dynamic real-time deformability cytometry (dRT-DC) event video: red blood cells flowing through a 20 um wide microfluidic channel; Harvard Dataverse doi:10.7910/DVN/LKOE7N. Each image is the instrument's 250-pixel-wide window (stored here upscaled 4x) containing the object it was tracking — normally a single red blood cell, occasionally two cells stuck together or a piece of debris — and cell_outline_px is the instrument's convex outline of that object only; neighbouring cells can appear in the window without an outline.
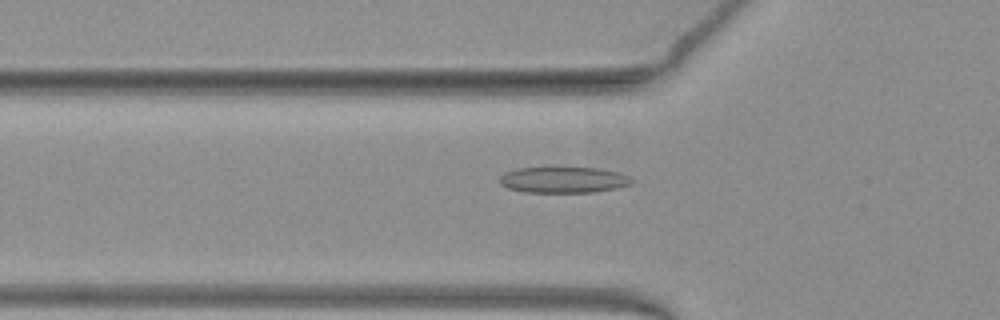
{"species": "common noctule bat (a hibernating species)", "species_latin": "Nyctalus noctula", "temperature_condition": "warm", "stored_images_in_passage": 35, "camera_frame_rate_fps": 3000, "um_per_image_px": 0.085, "animal": {"sex": "female", "body_mass_g": 19.3, "forearm_length_mm": 54.1}, "frame": {"image": 1, "passage_image": 3, "time_ms": 0.667, "image_size_px": [1000, 320], "cell_outline_px": [[636, 180], [632, 184], [616, 188], [592, 192], [524, 192], [508, 188], [500, 184], [500, 176], [504, 172], [516, 168], [600, 168], [620, 172], [632, 176]], "centroid_in_image_um": [47.95, 15.28], "position_along_channel_um": 77.8, "area_um2": 20.23}}
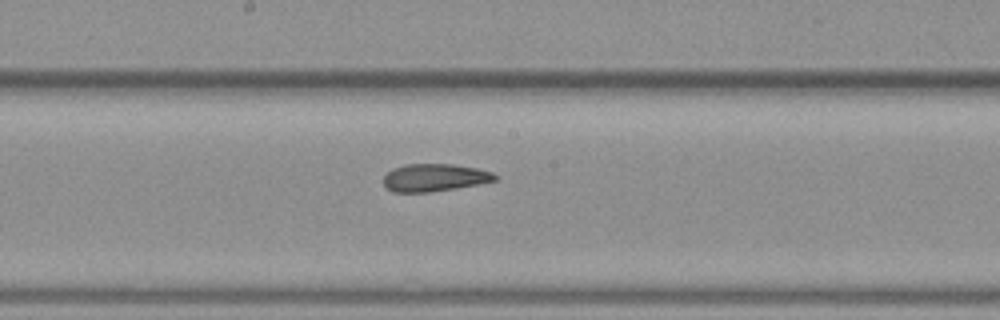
{"frame": {"image": 2, "passage_image": 13, "time_ms": 4.0, "image_size_px": [1000, 320], "cell_outline_px": [[500, 176], [496, 180], [456, 188], [428, 192], [392, 192], [384, 184], [384, 176], [392, 168], [404, 164], [452, 164], [476, 168], [492, 172]], "centroid_in_image_um": [36.93, 15.09], "position_along_channel_um": 211.3, "area_um2": 17.86}}
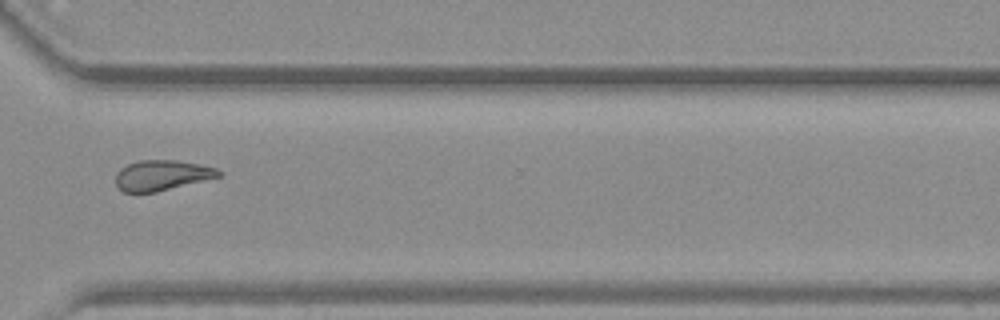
{"frame": {"image": 3, "passage_image": 24, "time_ms": 7.667, "image_size_px": [1000, 320], "cell_outline_px": [[224, 172], [220, 176], [156, 192], [136, 196], [124, 192], [116, 184], [116, 172], [120, 168], [128, 164], [140, 160], [176, 160], [200, 164], [216, 168]], "centroid_in_image_um": [13.71, 14.93], "position_along_channel_um": 356.9, "area_um2": 18.55}}